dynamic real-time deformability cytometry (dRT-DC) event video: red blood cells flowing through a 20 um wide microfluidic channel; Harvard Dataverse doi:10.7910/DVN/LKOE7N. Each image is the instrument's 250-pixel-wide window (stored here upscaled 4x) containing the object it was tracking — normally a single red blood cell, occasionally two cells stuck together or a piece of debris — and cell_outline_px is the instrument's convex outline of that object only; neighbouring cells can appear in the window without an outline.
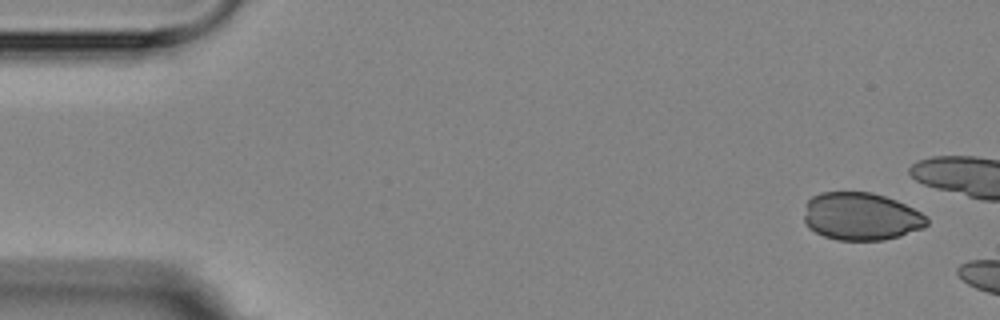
{"species": "Egyptian fruit bat (a non-hibernating species)", "species_latin": "Rousettus aegyptiacus", "temperature_condition": "room temperature", "stored_images_in_passage": 3, "camera_frame_rate_fps": 3000, "um_per_image_px": 0.085, "animal": {"sex": "female"}, "frame": {"image": 1, "passage_image": 1, "time_ms": 0.0, "image_size_px": [1000, 320], "cell_outline_px": [[928, 224], [924, 228], [900, 236], [884, 240], [836, 240], [824, 236], [808, 228], [804, 220], [804, 204], [812, 196], [820, 192], [872, 192], [896, 200], [920, 212], [928, 220]], "centroid_in_image_um": [73.15, 18.4], "position_along_channel_um": 11.8, "area_um2": 34.33}}